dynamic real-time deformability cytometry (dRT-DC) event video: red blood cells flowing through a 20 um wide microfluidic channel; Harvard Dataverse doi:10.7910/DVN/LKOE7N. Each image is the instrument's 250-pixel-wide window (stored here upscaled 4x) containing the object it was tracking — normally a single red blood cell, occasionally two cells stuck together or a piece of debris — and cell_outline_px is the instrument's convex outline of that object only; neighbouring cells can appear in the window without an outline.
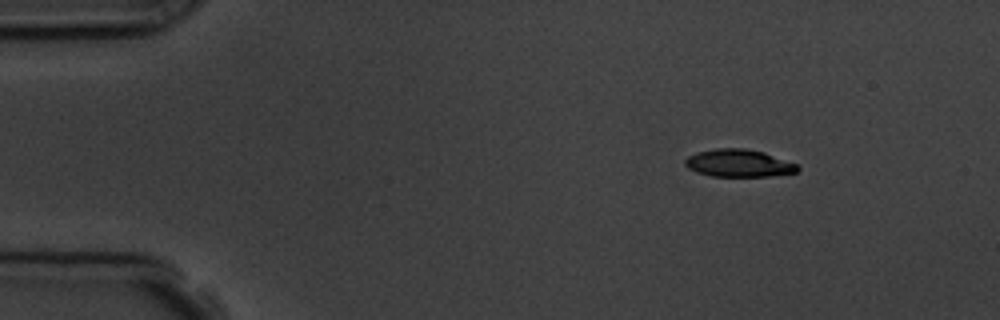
{"species": "common noctule bat (a hibernating species)", "species_latin": "Nyctalus noctula", "temperature_condition": "room temperature", "stored_images_in_passage": 5, "camera_frame_rate_fps": 3000, "um_per_image_px": 0.085, "animal": {"sex": "male", "body_mass_g": 19.5, "forearm_length_mm": 54.6}, "frame": {"image": 1, "passage_image": 2, "time_ms": 1.333, "image_size_px": [1000, 320], "cell_outline_px": [[800, 168], [796, 172], [768, 176], [712, 176], [696, 172], [688, 168], [684, 164], [684, 160], [688, 156], [696, 152], [716, 148], [744, 148], [764, 152], [800, 164]], "centroid_in_image_um": [62.8, 13.86], "position_along_channel_um": 22.2, "area_um2": 18.21}}
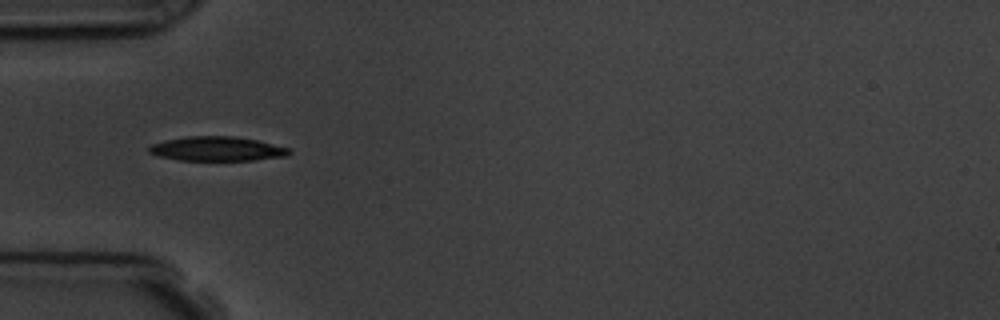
{"frame": {"image": 2, "passage_image": 5, "time_ms": 4.667, "image_size_px": [1000, 320], "cell_outline_px": [[292, 152], [288, 156], [252, 160], [180, 160], [160, 156], [148, 152], [148, 148], [152, 144], [164, 140], [188, 136], [232, 136], [256, 140], [288, 148]], "centroid_in_image_um": [18.44, 12.65], "position_along_channel_um": 66.6, "area_um2": 19.71}}